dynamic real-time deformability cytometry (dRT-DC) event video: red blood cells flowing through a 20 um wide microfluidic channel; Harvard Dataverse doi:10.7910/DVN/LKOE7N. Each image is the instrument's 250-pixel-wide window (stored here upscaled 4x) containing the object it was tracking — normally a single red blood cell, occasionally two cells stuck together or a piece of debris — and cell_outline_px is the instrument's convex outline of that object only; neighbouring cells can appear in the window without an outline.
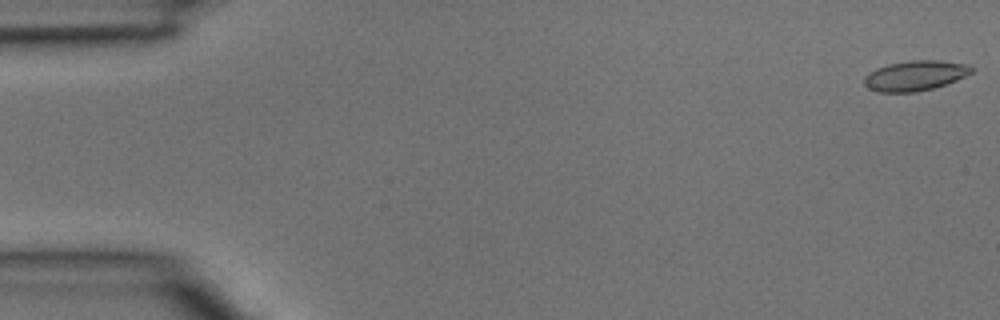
{"species": "common noctule bat (a hibernating species)", "species_latin": "Nyctalus noctula", "temperature_condition": "room temperature", "stored_images_in_passage": 4, "camera_frame_rate_fps": 3000, "um_per_image_px": 0.085, "animal": {"sex": "male", "body_mass_g": 15.6}, "frame": {"image": 1, "passage_image": 1, "time_ms": 0.0, "image_size_px": [1000, 320], "cell_outline_px": [[972, 72], [956, 80], [932, 88], [916, 92], [880, 92], [868, 88], [864, 84], [864, 76], [868, 72], [876, 68], [888, 64], [912, 60], [936, 60], [968, 64], [972, 68]], "centroid_in_image_um": [77.74, 6.42], "position_along_channel_um": 7.3, "area_um2": 18.67}}
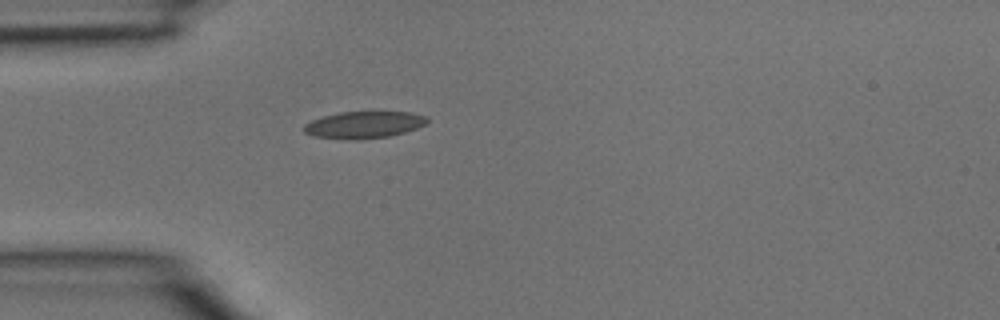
{"frame": {"image": 2, "passage_image": 4, "time_ms": 1.0, "image_size_px": [1000, 320], "cell_outline_px": [[428, 124], [392, 136], [360, 140], [348, 140], [312, 136], [304, 132], [304, 124], [312, 120], [324, 116], [340, 112], [408, 112], [428, 116]], "centroid_in_image_um": [30.95, 10.62], "position_along_channel_um": 54.1, "area_um2": 19.54}}